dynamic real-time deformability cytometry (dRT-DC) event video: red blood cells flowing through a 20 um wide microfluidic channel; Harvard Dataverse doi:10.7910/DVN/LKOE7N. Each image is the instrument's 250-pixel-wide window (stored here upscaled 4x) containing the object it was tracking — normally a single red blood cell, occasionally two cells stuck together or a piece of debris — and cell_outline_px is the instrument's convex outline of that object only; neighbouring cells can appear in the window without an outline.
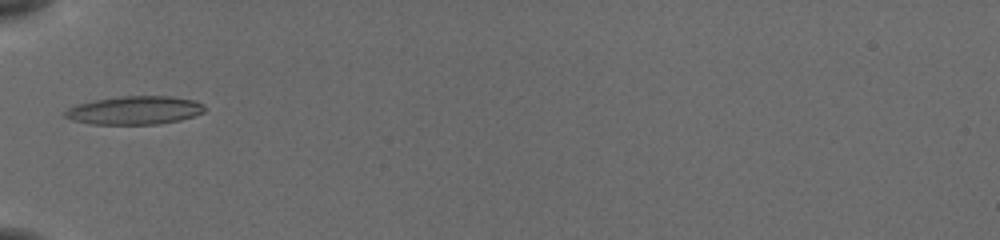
{"species": "common noctule bat (a hibernating species)", "species_latin": "Nyctalus noctula", "temperature_condition": "cold", "stored_images_in_passage": 31, "camera_frame_rate_fps": 3000, "um_per_image_px": 0.085, "animal": {"sex": "female", "body_mass_g": 19.5, "forearm_length_mm": 54.1}, "frame": {"image": 1, "passage_image": 1, "time_ms": 0.0, "image_size_px": [1000, 240], "cell_outline_px": [[204, 112], [180, 120], [156, 124], [92, 124], [72, 120], [64, 116], [60, 112], [76, 104], [96, 100], [120, 96], [172, 96], [196, 100], [204, 104]], "centroid_in_image_um": [11.42, 9.37], "position_along_channel_um": 73.6, "area_um2": 23.18}}
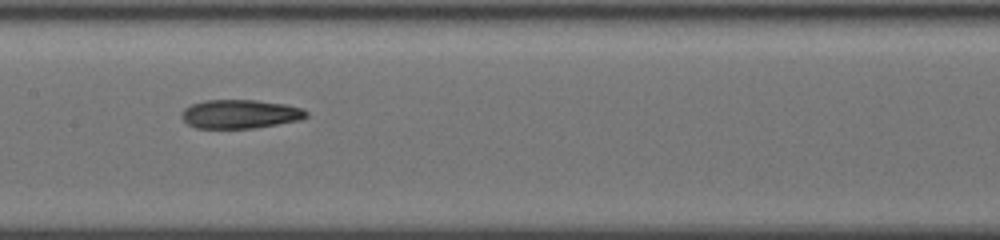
{"frame": {"image": 2, "passage_image": 10, "time_ms": 3.0, "image_size_px": [1000, 240], "cell_outline_px": [[308, 116], [300, 120], [256, 128], [196, 128], [188, 124], [180, 116], [180, 112], [184, 108], [192, 104], [204, 100], [256, 100], [284, 104], [304, 108], [308, 112]], "centroid_in_image_um": [20.41, 9.69], "position_along_channel_um": 187.0, "area_um2": 21.1}}
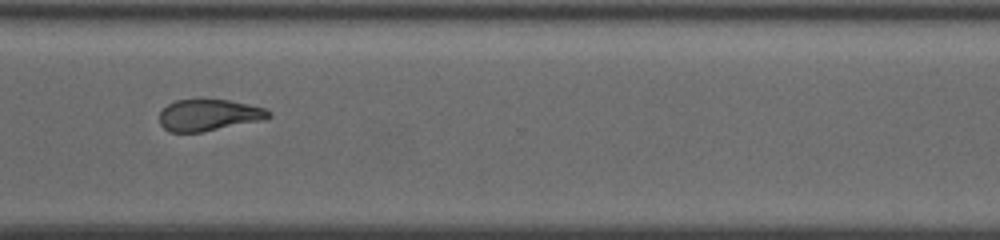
{"frame": {"image": 3, "passage_image": 23, "time_ms": 7.333, "image_size_px": [1000, 240], "cell_outline_px": [[272, 116], [264, 120], [200, 132], [168, 132], [160, 124], [160, 112], [168, 104], [176, 100], [196, 96], [200, 96], [228, 100], [248, 104], [264, 108], [272, 112]], "centroid_in_image_um": [17.73, 9.73], "position_along_channel_um": 352.9, "area_um2": 20.75}, "authors_computed_cell_mechanics": {"area_um2": 20.808, "velocity_mm_per_s": 3.8331, "shape_relaxation_time_tau1_ms": null, "shape_relaxation_time_tau2_ms": 5.0599, "deformation_change_tau1": null, "deformation_change_tau2": 0.1439}}